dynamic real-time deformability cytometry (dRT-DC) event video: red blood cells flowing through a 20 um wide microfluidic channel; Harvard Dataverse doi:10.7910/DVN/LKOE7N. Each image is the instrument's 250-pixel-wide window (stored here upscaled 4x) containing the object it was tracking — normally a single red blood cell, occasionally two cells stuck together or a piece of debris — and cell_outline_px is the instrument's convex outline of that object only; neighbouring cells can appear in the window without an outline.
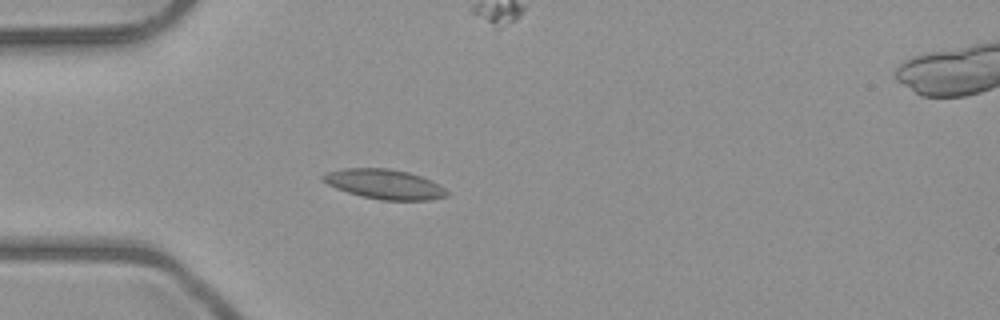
{"species": "common noctule bat (a hibernating species)", "species_latin": "Nyctalus noctula", "temperature_condition": "room temperature", "stored_images_in_passage": 5, "camera_frame_rate_fps": 3000, "um_per_image_px": 0.085, "animal": {"sex": "male", "body_mass_g": 23.1, "forearm_length_mm": 52.7}, "frame": {"image": 1, "passage_image": 3, "time_ms": 2.333, "image_size_px": [1000, 320], "cell_outline_px": [[452, 192], [448, 196], [428, 200], [380, 200], [348, 192], [336, 188], [320, 180], [320, 176], [328, 172], [344, 168], [388, 168], [408, 172], [432, 180], [440, 184]], "centroid_in_image_um": [32.73, 15.65], "position_along_channel_um": 52.3, "area_um2": 21.62}}